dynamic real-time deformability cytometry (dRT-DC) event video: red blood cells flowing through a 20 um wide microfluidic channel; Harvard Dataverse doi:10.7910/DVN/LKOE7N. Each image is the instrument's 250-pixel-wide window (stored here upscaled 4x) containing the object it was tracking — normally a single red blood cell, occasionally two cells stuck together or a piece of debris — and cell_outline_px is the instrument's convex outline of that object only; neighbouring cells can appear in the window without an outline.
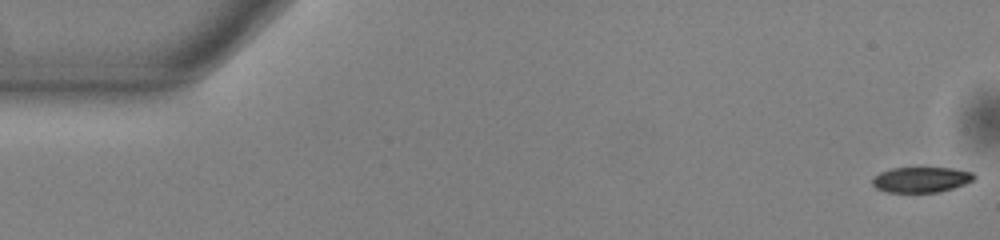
{"species": "common noctule bat (a hibernating species)", "species_latin": "Nyctalus noctula", "temperature_condition": "warm", "stored_images_in_passage": 54, "camera_frame_rate_fps": 3000, "um_per_image_px": 0.085, "animal": {"sex": "male", "body_mass_g": 13.0, "forearm_length_mm": 53.1}, "frame": {"image": 1, "passage_image": 1, "time_ms": 0.0, "image_size_px": [1000, 240], "cell_outline_px": [[976, 176], [972, 180], [964, 184], [952, 188], [936, 192], [888, 192], [876, 188], [872, 184], [872, 180], [880, 172], [892, 168], [956, 168], [972, 172]], "centroid_in_image_um": [78.3, 15.26], "position_along_channel_um": 6.7, "area_um2": 14.91}}
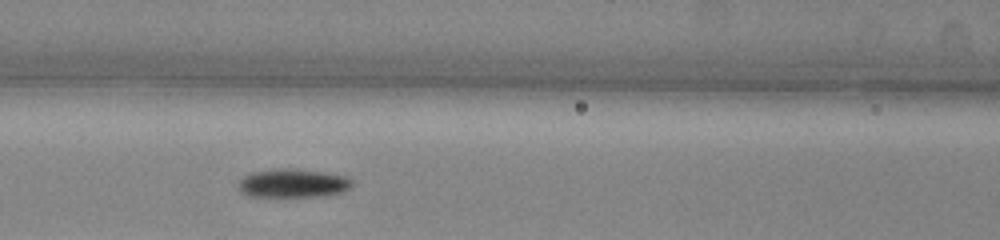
{"frame": {"image": 2, "passage_image": 23, "time_ms": 7.333, "image_size_px": [1000, 240], "cell_outline_px": [[352, 184], [344, 192], [324, 196], [252, 196], [244, 192], [240, 188], [240, 180], [244, 176], [252, 172], [284, 168], [320, 172], [344, 176], [352, 180]], "centroid_in_image_um": [24.94, 15.58], "position_along_channel_um": 141.7, "area_um2": 18.38}}
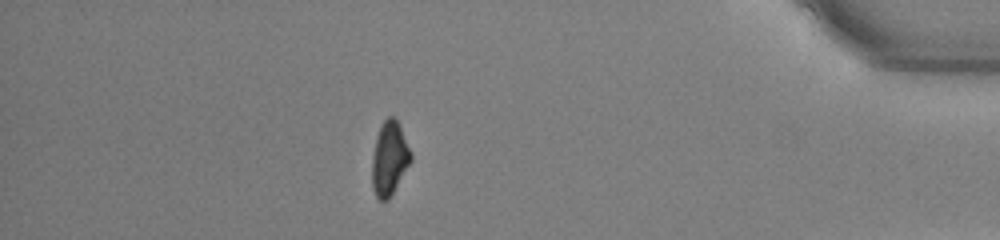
{"frame": {"image": 3, "passage_image": 47, "time_ms": 15.333, "image_size_px": [1000, 240], "cell_outline_px": [[412, 160], [388, 200], [380, 200], [376, 196], [372, 188], [372, 156], [376, 136], [380, 124], [388, 116], [392, 116], [396, 120], [412, 152]], "centroid_in_image_um": [33.09, 13.47], "position_along_channel_um": 402.1, "area_um2": 16.65}, "authors_computed_cell_mechanics": {"area_um2": 17.1088, "velocity_mm_per_s": 3.8385, "shape_relaxation_time_tau1_ms": 2.4827, "shape_relaxation_time_tau2_ms": null, "deformation_change_tau1": 0.1044, "deformation_change_tau2": null}}